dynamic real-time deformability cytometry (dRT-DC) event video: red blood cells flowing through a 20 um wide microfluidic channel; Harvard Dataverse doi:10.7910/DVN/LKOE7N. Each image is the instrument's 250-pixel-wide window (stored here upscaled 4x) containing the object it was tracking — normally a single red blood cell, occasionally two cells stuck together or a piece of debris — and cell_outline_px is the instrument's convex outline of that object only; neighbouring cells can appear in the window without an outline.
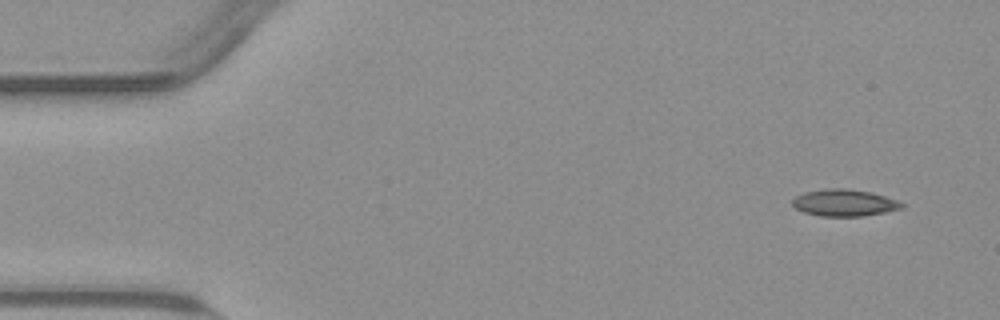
{"species": "common noctule bat (a hibernating species)", "species_latin": "Nyctalus noctula", "temperature_condition": "warm", "stored_images_in_passage": 52, "camera_frame_rate_fps": 3000, "um_per_image_px": 0.085, "animal": {"sex": "male", "body_mass_g": 23.1, "forearm_length_mm": 52.7}, "frame": {"image": 1, "passage_image": 1, "time_ms": 0.0, "image_size_px": [1000, 320], "cell_outline_px": [[904, 208], [864, 216], [820, 216], [804, 212], [796, 208], [792, 204], [792, 200], [796, 196], [804, 192], [828, 188], [848, 188], [872, 192], [896, 200], [904, 204]], "centroid_in_image_um": [71.76, 17.23], "position_along_channel_um": 13.2, "area_um2": 17.11}}
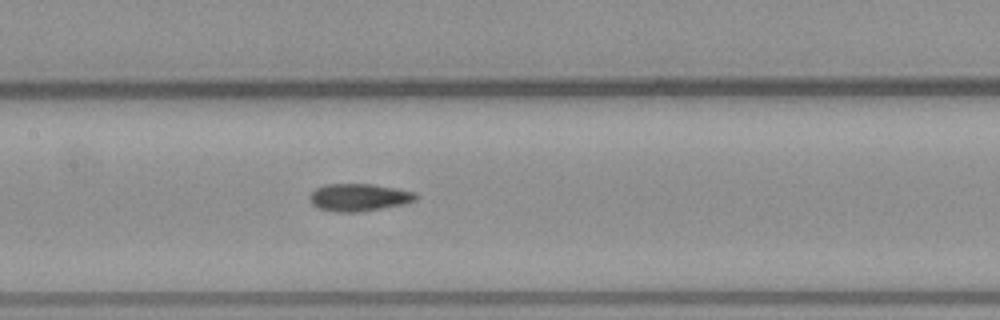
{"frame": {"image": 2, "passage_image": 23, "time_ms": 7.333, "image_size_px": [1000, 320], "cell_outline_px": [[420, 196], [416, 200], [404, 204], [360, 212], [336, 212], [320, 208], [312, 204], [308, 196], [316, 188], [324, 184], [372, 184], [396, 188], [416, 192]], "centroid_in_image_um": [30.53, 16.77], "position_along_channel_um": 176.9, "area_um2": 17.11}}
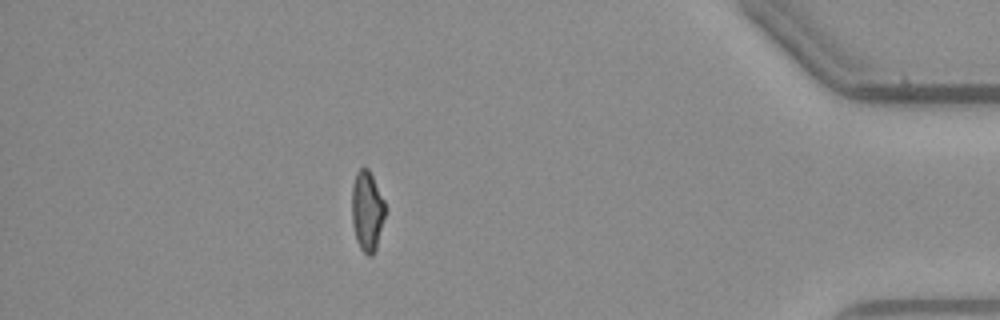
{"frame": {"image": 3, "passage_image": 45, "time_ms": 14.667, "image_size_px": [1000, 320], "cell_outline_px": [[384, 216], [376, 248], [372, 256], [368, 256], [360, 248], [356, 240], [352, 224], [352, 184], [356, 172], [360, 168], [368, 168], [384, 200]], "centroid_in_image_um": [31.18, 17.93], "position_along_channel_um": 404.0, "area_um2": 15.37}, "authors_computed_cell_mechanics": {"area_um2": 16.6464, "velocity_mm_per_s": 3.7909, "shape_relaxation_time_tau1_ms": null, "shape_relaxation_time_tau2_ms": 3.3556, "deformation_change_tau1": null, "deformation_change_tau2": 0.0966}}